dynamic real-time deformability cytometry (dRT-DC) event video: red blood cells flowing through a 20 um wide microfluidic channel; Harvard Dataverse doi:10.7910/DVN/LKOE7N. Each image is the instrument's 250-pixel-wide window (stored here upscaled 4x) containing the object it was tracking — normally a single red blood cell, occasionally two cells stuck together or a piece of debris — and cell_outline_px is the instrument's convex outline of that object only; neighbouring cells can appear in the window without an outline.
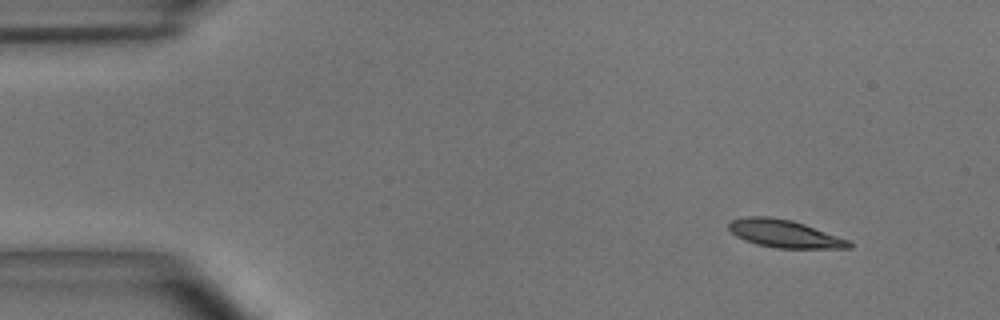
{"species": "common noctule bat (a hibernating species)", "species_latin": "Nyctalus noctula", "temperature_condition": "room temperature", "stored_images_in_passage": 4, "camera_frame_rate_fps": 3000, "um_per_image_px": 0.085, "animal": {"sex": "male", "body_mass_g": 15.6}, "frame": {"image": 1, "passage_image": 1, "time_ms": 0.0, "image_size_px": [1000, 320], "cell_outline_px": [[852, 248], [776, 248], [756, 244], [744, 240], [736, 236], [728, 228], [728, 224], [732, 220], [744, 216], [768, 216], [792, 220], [804, 224], [848, 240], [852, 244]], "centroid_in_image_um": [66.63, 19.86], "position_along_channel_um": 18.4, "area_um2": 19.31}}
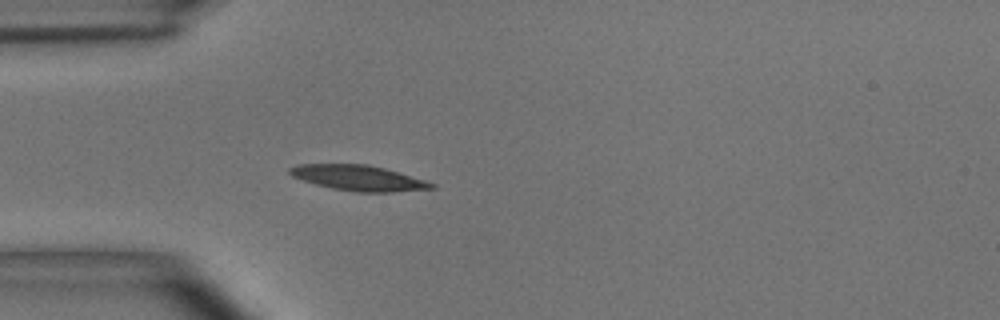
{"frame": {"image": 2, "passage_image": 4, "time_ms": 1.0, "image_size_px": [1000, 320], "cell_outline_px": [[436, 188], [392, 192], [356, 192], [332, 188], [316, 184], [292, 176], [288, 172], [288, 168], [296, 164], [368, 164], [384, 168], [424, 180], [436, 184]], "centroid_in_image_um": [30.46, 15.12], "position_along_channel_um": 54.5, "area_um2": 20.87}}